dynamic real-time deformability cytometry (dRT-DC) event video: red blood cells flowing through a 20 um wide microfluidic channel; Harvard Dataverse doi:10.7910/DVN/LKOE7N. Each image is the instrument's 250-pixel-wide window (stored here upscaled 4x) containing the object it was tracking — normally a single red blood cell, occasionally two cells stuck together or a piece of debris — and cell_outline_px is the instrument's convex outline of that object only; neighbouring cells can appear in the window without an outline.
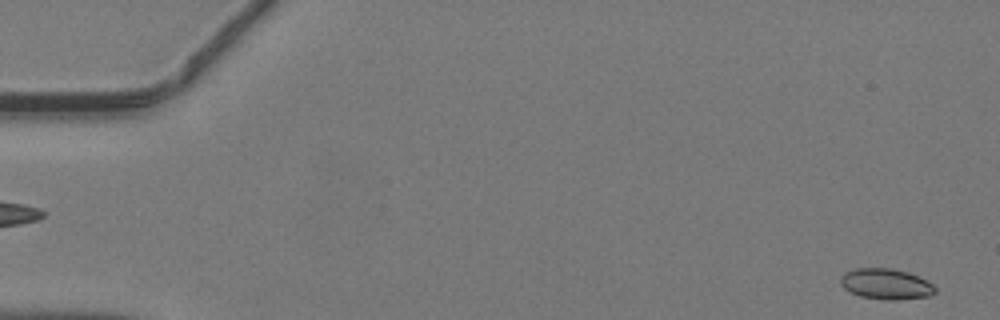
{"species": "common noctule bat (a hibernating species)", "species_latin": "Nyctalus noctula", "temperature_condition": "warm", "stored_images_in_passage": 47, "camera_frame_rate_fps": 3000, "um_per_image_px": 0.085, "animal": {"sex": "male", "body_mass_g": 19.2, "forearm_length_mm": 51.8}, "frame": {"image": 1, "passage_image": 2, "time_ms": 0.333, "image_size_px": [1000, 320], "cell_outline_px": [[936, 292], [932, 296], [896, 300], [888, 300], [860, 296], [844, 288], [840, 284], [840, 276], [844, 272], [852, 268], [892, 268], [908, 272], [932, 284], [936, 288]], "centroid_in_image_um": [75.29, 24.13], "position_along_channel_um": 9.7, "area_um2": 16.99}}
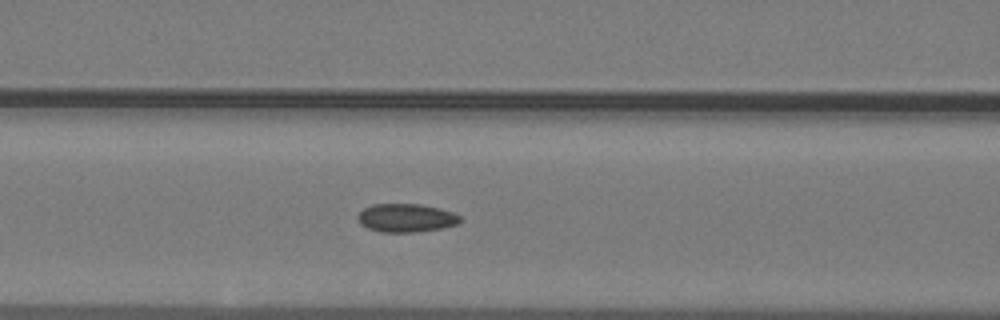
{"frame": {"image": 2, "passage_image": 20, "time_ms": 6.333, "image_size_px": [1000, 320], "cell_outline_px": [[464, 220], [456, 224], [444, 228], [416, 232], [380, 232], [368, 228], [360, 224], [356, 216], [364, 208], [372, 204], [420, 204], [452, 212], [460, 216]], "centroid_in_image_um": [34.51, 18.53], "position_along_channel_um": 132.1, "area_um2": 16.99}}
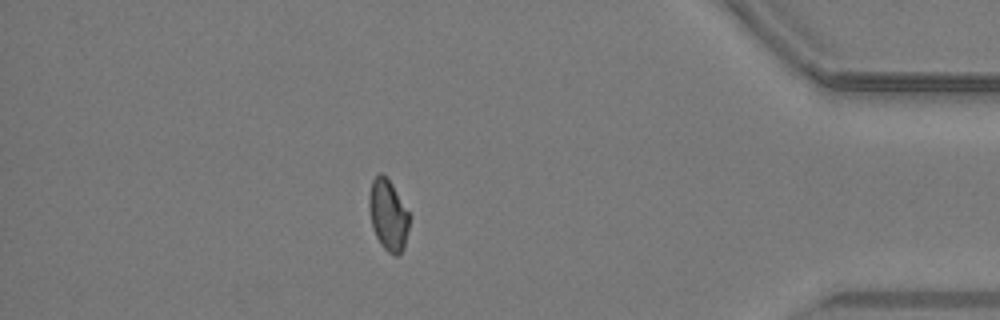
{"frame": {"image": 3, "passage_image": 41, "time_ms": 13.333, "image_size_px": [1000, 320], "cell_outline_px": [[408, 228], [404, 248], [396, 256], [388, 252], [380, 244], [372, 228], [368, 204], [368, 196], [372, 180], [380, 172], [392, 184], [408, 212]], "centroid_in_image_um": [32.96, 18.29], "position_along_channel_um": 402.2, "area_um2": 16.42}}